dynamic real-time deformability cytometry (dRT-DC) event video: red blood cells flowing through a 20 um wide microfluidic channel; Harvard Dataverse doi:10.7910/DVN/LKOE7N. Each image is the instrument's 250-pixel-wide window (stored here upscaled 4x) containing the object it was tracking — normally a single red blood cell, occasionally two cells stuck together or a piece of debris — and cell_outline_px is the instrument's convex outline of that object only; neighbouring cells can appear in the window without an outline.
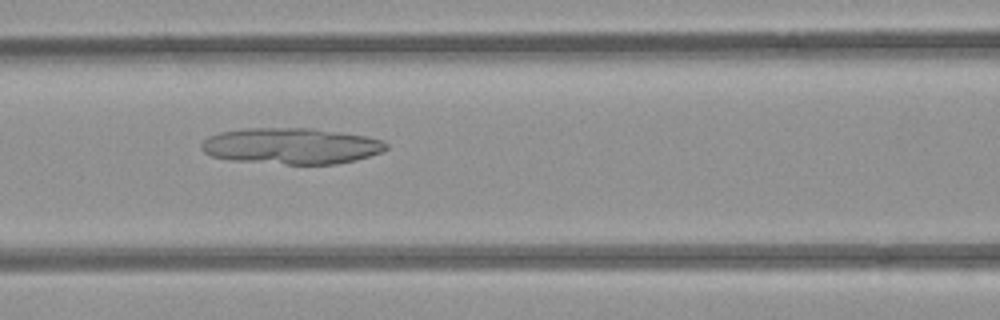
{"species": "common noctule bat (a hibernating species)", "species_latin": "Nyctalus noctula", "temperature_condition": "room temperature", "stored_images_in_passage": 38, "camera_frame_rate_fps": 3000, "um_per_image_px": 0.085, "animal": {"sex": "female", "body_mass_g": 21.9}, "frame": {"image": 1, "passage_image": 7, "time_ms": 2.0, "image_size_px": [1000, 320], "cell_outline_px": [[388, 148], [380, 152], [356, 160], [336, 164], [284, 164], [232, 160], [212, 156], [204, 152], [200, 148], [200, 144], [208, 136], [220, 132], [244, 128], [312, 128], [368, 136], [384, 140], [388, 144]], "centroid_in_image_um": [24.76, 12.4], "position_along_channel_um": 141.8, "area_um2": 39.07}}
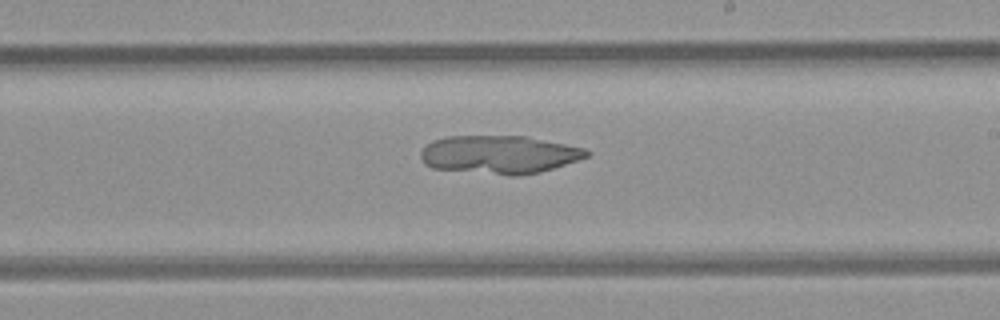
{"frame": {"image": 2, "passage_image": 15, "time_ms": 4.667, "image_size_px": [1000, 320], "cell_outline_px": [[592, 152], [588, 156], [540, 172], [516, 176], [508, 176], [432, 168], [424, 164], [420, 156], [420, 152], [432, 140], [448, 136], [528, 136], [584, 148]], "centroid_in_image_um": [42.41, 13.14], "position_along_channel_um": 246.6, "area_um2": 36.99}}
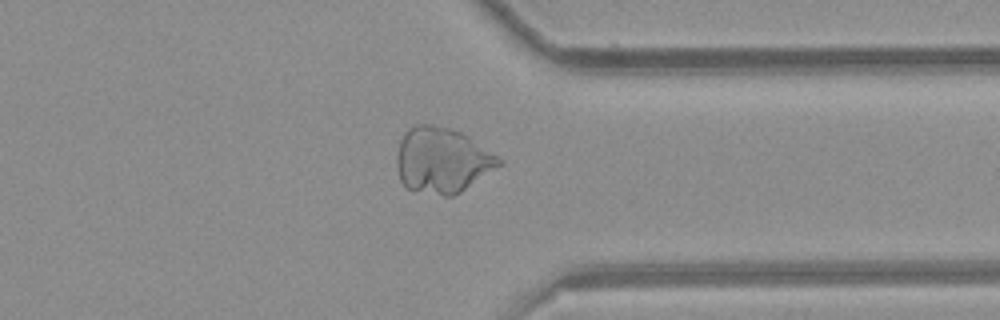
{"frame": {"image": 3, "passage_image": 25, "time_ms": 8.0, "image_size_px": [1000, 320], "cell_outline_px": [[504, 164], [460, 192], [452, 196], [444, 196], [404, 188], [400, 180], [396, 164], [396, 156], [400, 140], [404, 132], [408, 128], [416, 124], [432, 124], [448, 128], [460, 132], [468, 136], [504, 160]], "centroid_in_image_um": [37.57, 13.62], "position_along_channel_um": 373.8, "area_um2": 39.25}}